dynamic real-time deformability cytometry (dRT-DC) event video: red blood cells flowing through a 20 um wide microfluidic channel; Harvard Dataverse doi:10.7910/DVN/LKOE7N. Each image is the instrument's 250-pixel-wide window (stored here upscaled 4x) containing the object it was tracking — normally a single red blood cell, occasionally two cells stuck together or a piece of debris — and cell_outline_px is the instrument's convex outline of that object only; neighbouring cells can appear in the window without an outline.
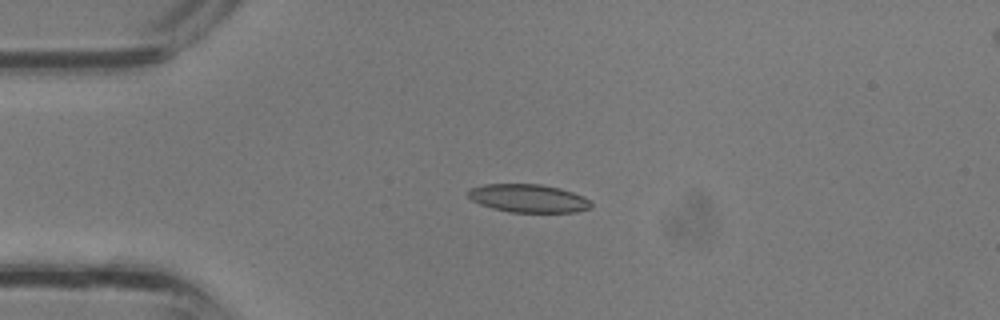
{"species": "common noctule bat (a hibernating species)", "species_latin": "Nyctalus noctula", "temperature_condition": "room temperature", "stored_images_in_passage": 27, "camera_frame_rate_fps": 3000, "um_per_image_px": 0.085, "animal": {"sex": "male", "body_mass_g": 13.3}, "frame": {"image": 1, "passage_image": 1, "time_ms": 0.0, "image_size_px": [1000, 320], "cell_outline_px": [[592, 208], [576, 212], [508, 212], [492, 208], [480, 204], [472, 200], [468, 196], [468, 188], [484, 184], [540, 184], [560, 188], [584, 196], [592, 204]], "centroid_in_image_um": [44.9, 16.85], "position_along_channel_um": 40.1, "area_um2": 20.29}}
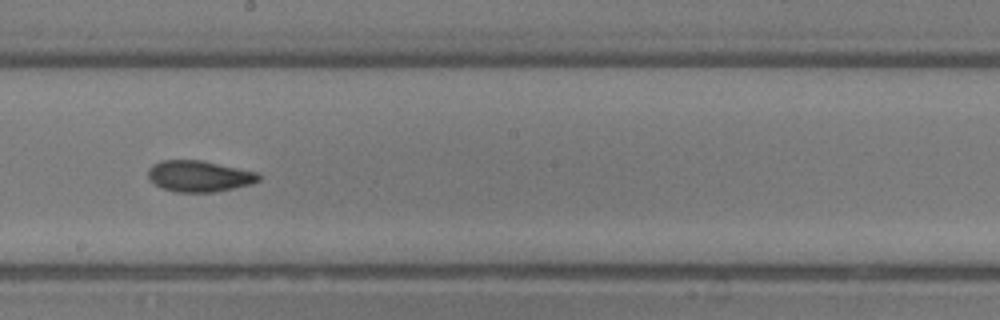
{"frame": {"image": 2, "passage_image": 12, "time_ms": 3.667, "image_size_px": [1000, 320], "cell_outline_px": [[260, 180], [252, 184], [216, 192], [176, 192], [164, 188], [156, 184], [148, 176], [148, 168], [152, 164], [160, 160], [200, 160], [256, 172], [260, 176]], "centroid_in_image_um": [16.93, 14.97], "position_along_channel_um": 231.3, "area_um2": 19.94}}
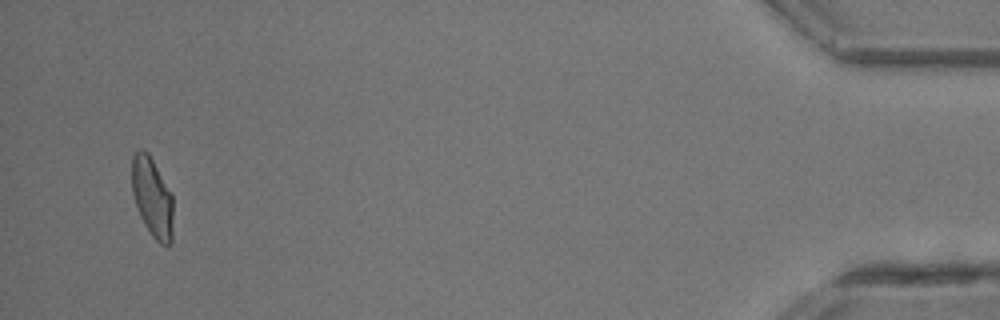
{"frame": {"image": 3, "passage_image": 26, "time_ms": 8.333, "image_size_px": [1000, 320], "cell_outline_px": [[172, 240], [168, 244], [160, 244], [152, 236], [144, 224], [140, 216], [132, 192], [132, 152], [140, 148], [148, 152], [172, 192]], "centroid_in_image_um": [12.93, 16.73], "position_along_channel_um": 422.3, "area_um2": 19.25}}